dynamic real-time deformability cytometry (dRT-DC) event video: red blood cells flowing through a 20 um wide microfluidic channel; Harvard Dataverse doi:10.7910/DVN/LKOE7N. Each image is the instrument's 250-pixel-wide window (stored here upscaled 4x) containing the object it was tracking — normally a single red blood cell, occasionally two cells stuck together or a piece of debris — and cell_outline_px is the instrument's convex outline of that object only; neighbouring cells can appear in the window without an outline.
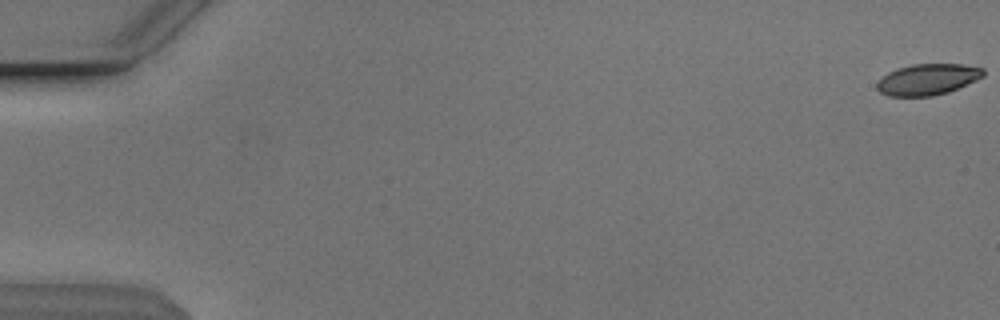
{"species": "Egyptian fruit bat (a non-hibernating species)", "species_latin": "Rousettus aegyptiacus", "temperature_condition": "cold", "stored_images_in_passage": 10, "camera_frame_rate_fps": 3000, "um_per_image_px": 0.085, "animal": {"sex": "male"}, "frame": {"image": 1, "passage_image": 1, "time_ms": 0.0, "image_size_px": [1000, 320], "cell_outline_px": [[984, 76], [976, 80], [948, 92], [932, 96], [888, 96], [880, 92], [876, 88], [876, 84], [888, 72], [896, 68], [912, 64], [960, 64], [984, 68]], "centroid_in_image_um": [78.84, 6.75], "position_along_channel_um": 6.2, "area_um2": 19.25}}